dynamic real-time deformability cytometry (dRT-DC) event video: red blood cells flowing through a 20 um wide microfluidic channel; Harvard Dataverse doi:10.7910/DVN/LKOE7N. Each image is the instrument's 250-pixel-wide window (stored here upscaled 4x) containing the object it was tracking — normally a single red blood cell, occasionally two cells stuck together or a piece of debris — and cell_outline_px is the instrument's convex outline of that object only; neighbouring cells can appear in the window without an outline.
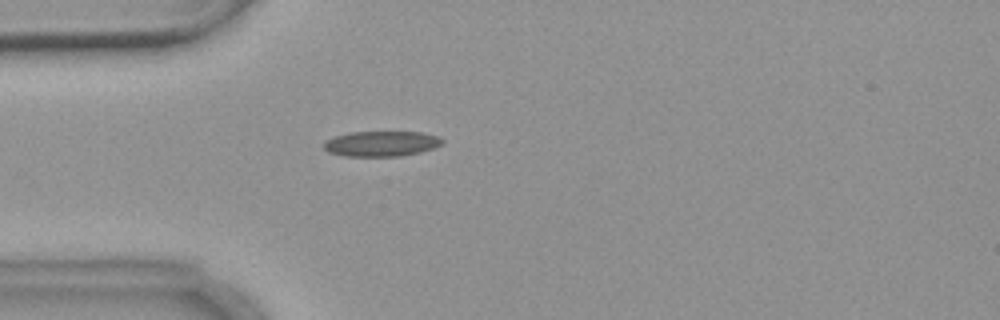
{"species": "common noctule bat (a hibernating species)", "species_latin": "Nyctalus noctula", "temperature_condition": "warm", "stored_images_in_passage": 2, "camera_frame_rate_fps": 3000, "um_per_image_px": 0.085, "animal": {"sex": "female", "body_mass_g": 18.4}, "frame": {"image": 1, "passage_image": 2, "time_ms": 1.333, "image_size_px": [1000, 320], "cell_outline_px": [[444, 140], [440, 144], [432, 148], [420, 152], [400, 156], [344, 156], [328, 152], [324, 148], [324, 140], [336, 136], [352, 132], [420, 132], [440, 136]], "centroid_in_image_um": [32.4, 12.21], "position_along_channel_um": 52.6, "area_um2": 17.4}}